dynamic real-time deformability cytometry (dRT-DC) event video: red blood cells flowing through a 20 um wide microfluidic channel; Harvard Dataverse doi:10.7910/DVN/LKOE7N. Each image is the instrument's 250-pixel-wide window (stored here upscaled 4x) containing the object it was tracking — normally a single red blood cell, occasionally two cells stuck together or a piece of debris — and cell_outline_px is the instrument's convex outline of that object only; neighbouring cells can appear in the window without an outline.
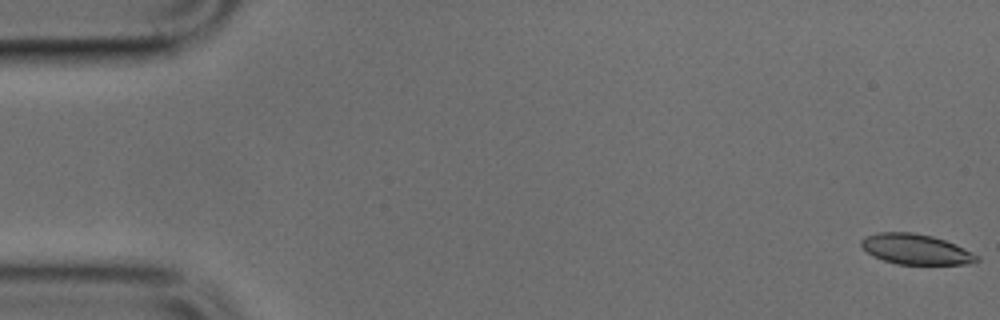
{"species": "common noctule bat (a hibernating species)", "species_latin": "Nyctalus noctula", "temperature_condition": "cold", "stored_images_in_passage": 49, "camera_frame_rate_fps": 3000, "um_per_image_px": 0.085, "animal": {"sex": "male", "body_mass_g": 17.9, "forearm_length_mm": 54.2}, "frame": {"image": 1, "passage_image": 1, "time_ms": 0.0, "image_size_px": [1000, 320], "cell_outline_px": [[980, 260], [976, 264], [896, 264], [872, 256], [860, 244], [860, 240], [864, 236], [876, 232], [912, 232], [932, 236], [956, 244], [980, 256]], "centroid_in_image_um": [77.86, 21.19], "position_along_channel_um": 7.1, "area_um2": 20.63}}
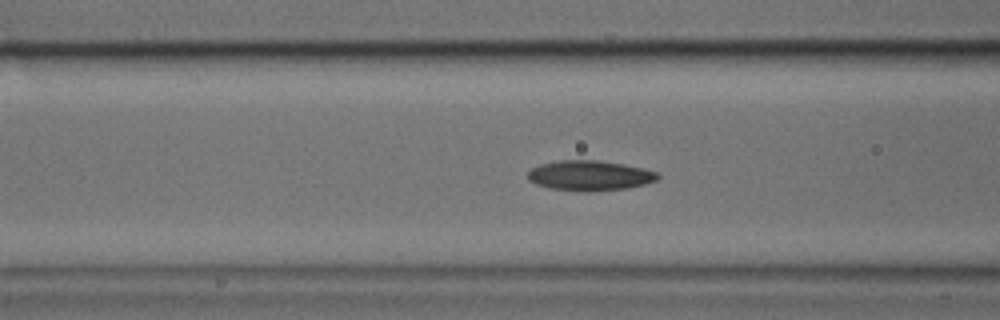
{"frame": {"image": 2, "passage_image": 19, "time_ms": 6.0, "image_size_px": [1000, 320], "cell_outline_px": [[660, 176], [656, 180], [644, 184], [624, 188], [588, 192], [584, 192], [552, 188], [536, 184], [528, 180], [528, 172], [532, 168], [540, 164], [560, 160], [596, 160], [624, 164], [644, 168], [656, 172]], "centroid_in_image_um": [50.11, 14.92], "position_along_channel_um": 116.5, "area_um2": 22.66}}
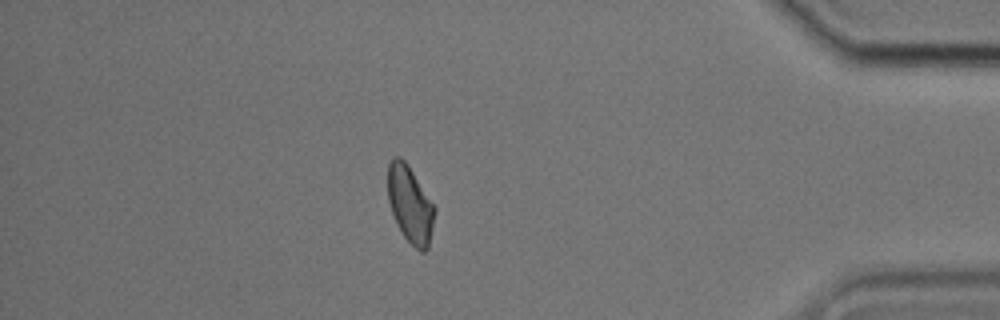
{"frame": {"image": 3, "passage_image": 43, "time_ms": 14.0, "image_size_px": [1000, 320], "cell_outline_px": [[436, 212], [428, 248], [424, 252], [420, 252], [404, 236], [396, 224], [388, 200], [388, 164], [392, 156], [400, 156], [408, 164], [436, 208]], "centroid_in_image_um": [34.86, 17.35], "position_along_channel_um": 400.3, "area_um2": 21.04}}